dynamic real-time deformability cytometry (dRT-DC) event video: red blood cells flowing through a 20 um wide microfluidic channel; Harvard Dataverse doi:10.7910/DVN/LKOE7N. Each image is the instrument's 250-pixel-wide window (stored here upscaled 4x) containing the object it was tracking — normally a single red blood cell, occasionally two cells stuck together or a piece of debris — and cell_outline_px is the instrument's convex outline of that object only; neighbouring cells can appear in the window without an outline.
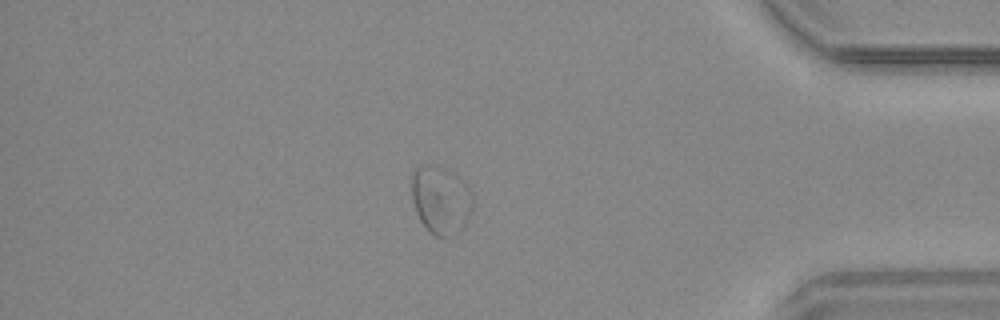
{"species": "common noctule bat (a hibernating species)", "species_latin": "Nyctalus noctula", "temperature_condition": "warm", "stored_images_in_passage": 37, "camera_frame_rate_fps": 3000, "um_per_image_px": 0.085, "animal": {"sex": "male", "body_mass_g": 20.4}, "frame": {"image": 1, "passage_image": 32, "time_ms": 10.333, "image_size_px": [1000, 320], "cell_outline_px": [[472, 212], [464, 228], [456, 236], [432, 236], [420, 220], [416, 212], [412, 200], [412, 172], [416, 168], [420, 168], [456, 176], [464, 180], [472, 192]], "centroid_in_image_um": [37.51, 17.16], "position_along_channel_um": 397.7, "area_um2": 23.47}}